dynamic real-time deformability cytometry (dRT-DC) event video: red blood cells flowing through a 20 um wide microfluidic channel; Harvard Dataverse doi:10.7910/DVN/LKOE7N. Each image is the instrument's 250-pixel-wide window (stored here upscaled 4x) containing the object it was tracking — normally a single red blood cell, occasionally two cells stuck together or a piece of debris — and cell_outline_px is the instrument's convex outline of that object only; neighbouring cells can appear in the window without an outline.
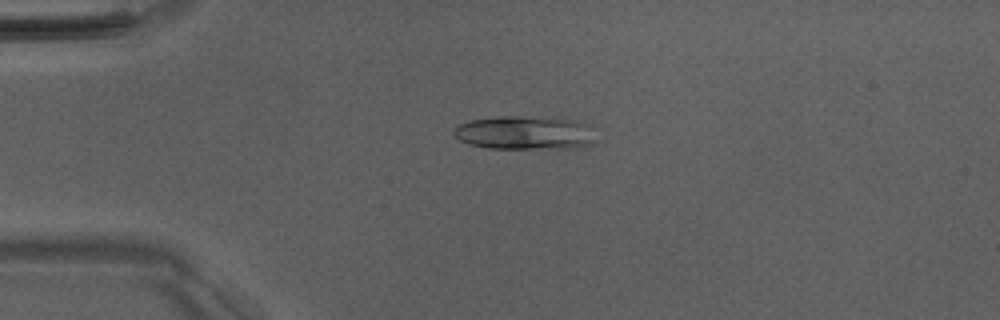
{"species": "Egyptian fruit bat (a non-hibernating species)", "species_latin": "Rousettus aegyptiacus", "temperature_condition": "room temperature", "stored_images_in_passage": 41, "camera_frame_rate_fps": 3000, "um_per_image_px": 0.085, "animal": {"sex": "male"}, "frame": {"image": 1, "passage_image": 2, "time_ms": 0.333, "image_size_px": [1000, 320], "cell_outline_px": [[600, 128], [596, 144], [576, 148], [488, 148], [468, 144], [460, 140], [452, 132], [460, 124], [472, 120], [500, 116], [524, 116], [576, 120], [596, 124]], "centroid_in_image_um": [44.83, 11.28], "position_along_channel_um": 40.2, "area_um2": 28.73}}
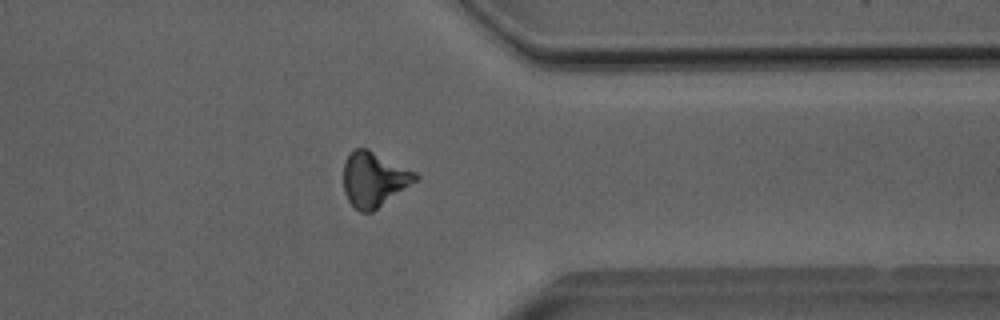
{"frame": {"image": 2, "passage_image": 30, "time_ms": 9.667, "image_size_px": [1000, 320], "cell_outline_px": [[420, 176], [416, 180], [372, 212], [360, 212], [348, 200], [344, 192], [344, 160], [352, 148], [368, 148], [416, 172]], "centroid_in_image_um": [31.76, 15.21], "position_along_channel_um": 379.6, "area_um2": 22.83}}
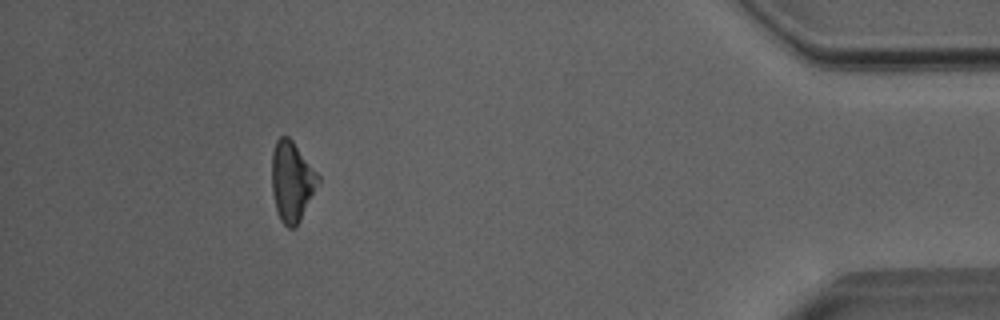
{"frame": {"image": 3, "passage_image": 36, "time_ms": 11.667, "image_size_px": [1000, 320], "cell_outline_px": [[320, 180], [296, 228], [288, 228], [280, 220], [276, 208], [272, 192], [272, 152], [276, 140], [280, 136], [288, 136], [292, 140], [320, 176]], "centroid_in_image_um": [24.8, 15.41], "position_along_channel_um": 410.4, "area_um2": 21.44}, "authors_computed_cell_mechanics": {"area_um2": 22.831, "velocity_mm_per_s": 4.0232, "shape_relaxation_time_tau1_ms": 7.4483, "shape_relaxation_time_tau2_ms": 3.2434, "deformation_change_tau1": 0.1825, "deformation_change_tau2": 0.0995}}